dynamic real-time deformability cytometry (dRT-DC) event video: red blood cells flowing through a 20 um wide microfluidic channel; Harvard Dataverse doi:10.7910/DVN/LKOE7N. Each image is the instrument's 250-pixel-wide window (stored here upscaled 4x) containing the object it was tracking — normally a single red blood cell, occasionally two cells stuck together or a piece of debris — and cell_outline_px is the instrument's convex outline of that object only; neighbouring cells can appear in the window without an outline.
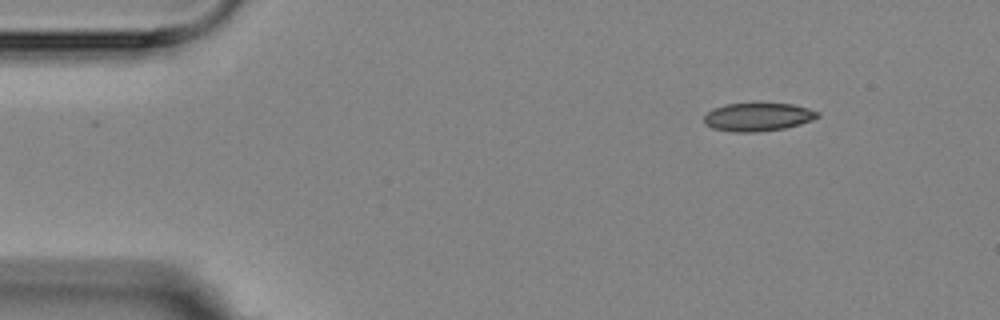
{"species": "Egyptian fruit bat (a non-hibernating species)", "species_latin": "Rousettus aegyptiacus", "temperature_condition": "room temperature", "stored_images_in_passage": 4, "camera_frame_rate_fps": 3000, "um_per_image_px": 0.085, "animal": {"sex": "female"}, "frame": {"image": 1, "passage_image": 1, "time_ms": 0.0, "image_size_px": [1000, 320], "cell_outline_px": [[820, 116], [812, 120], [800, 124], [784, 128], [756, 132], [732, 132], [712, 128], [704, 124], [704, 116], [712, 108], [724, 104], [792, 104], [808, 108], [820, 112]], "centroid_in_image_um": [64.4, 9.95], "position_along_channel_um": 20.6, "area_um2": 18.67}}
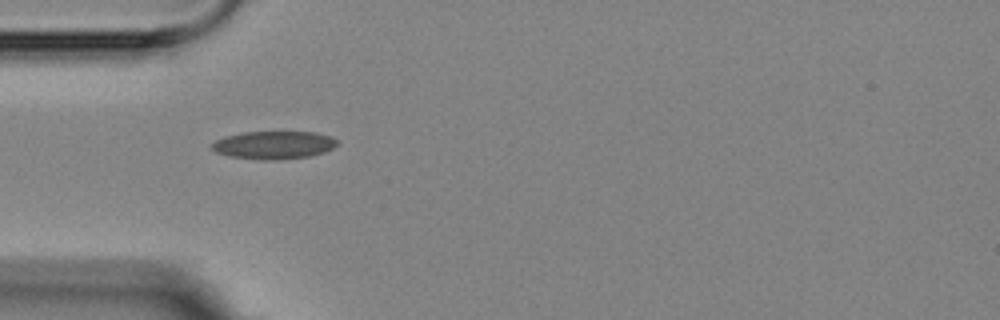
{"frame": {"image": 2, "passage_image": 3, "time_ms": 3.333, "image_size_px": [1000, 320], "cell_outline_px": [[340, 144], [324, 152], [308, 156], [280, 160], [260, 160], [228, 156], [216, 152], [208, 144], [224, 136], [244, 132], [316, 132], [332, 136]], "centroid_in_image_um": [23.26, 12.33], "position_along_channel_um": 61.7, "area_um2": 20.63}}